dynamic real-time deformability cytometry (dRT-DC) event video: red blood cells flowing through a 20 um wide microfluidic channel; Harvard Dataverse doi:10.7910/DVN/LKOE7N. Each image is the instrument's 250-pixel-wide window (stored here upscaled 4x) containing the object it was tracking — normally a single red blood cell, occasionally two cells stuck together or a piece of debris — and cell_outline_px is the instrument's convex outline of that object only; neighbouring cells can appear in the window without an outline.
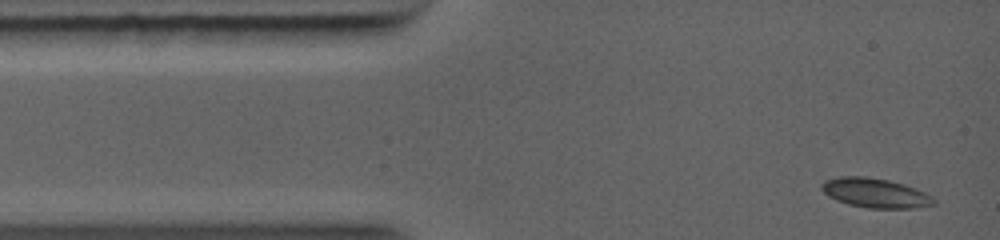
{"species": "common noctule bat (a hibernating species)", "species_latin": "Nyctalus noctula", "temperature_condition": "warm", "stored_images_in_passage": 6, "camera_frame_rate_fps": 5000, "um_per_image_px": 0.085, "animal": {"sex": "female", "body_mass_g": 19.0, "forearm_length_mm": 56.7}, "frame": {"image": 1, "passage_image": 1, "time_ms": 0.0, "image_size_px": [1000, 240], "cell_outline_px": [[936, 204], [916, 208], [868, 208], [848, 204], [836, 200], [828, 196], [820, 188], [820, 184], [824, 180], [840, 176], [864, 176], [888, 180], [904, 184], [916, 188], [932, 196], [936, 200]], "centroid_in_image_um": [74.39, 16.4], "position_along_channel_um": 10.6, "area_um2": 19.42}}
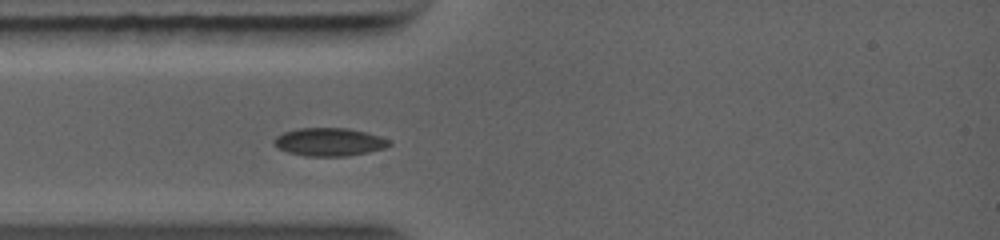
{"frame": {"image": 2, "passage_image": 4, "time_ms": 2.2, "image_size_px": [1000, 240], "cell_outline_px": [[392, 144], [384, 148], [368, 152], [344, 156], [304, 156], [288, 152], [272, 144], [272, 140], [276, 136], [284, 132], [296, 128], [348, 128], [380, 136], [388, 140]], "centroid_in_image_um": [27.95, 12.06], "position_along_channel_um": 57.1, "area_um2": 18.79}}
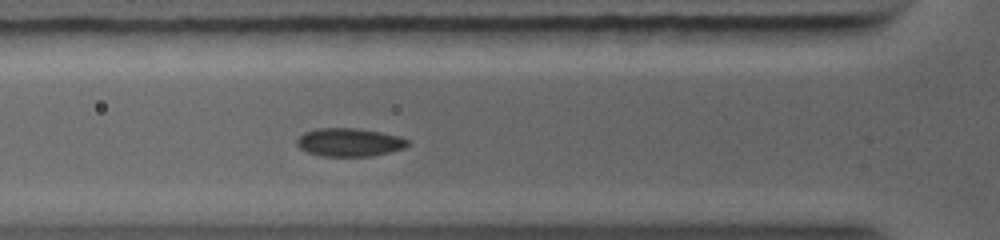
{"frame": {"image": 3, "passage_image": 5, "time_ms": 3.0, "image_size_px": [1000, 240], "cell_outline_px": [[412, 144], [404, 148], [372, 156], [320, 156], [308, 152], [300, 148], [296, 144], [296, 140], [304, 132], [316, 128], [356, 128], [380, 132], [400, 136], [408, 140]], "centroid_in_image_um": [29.7, 12.09], "position_along_channel_um": 96.1, "area_um2": 18.32}}